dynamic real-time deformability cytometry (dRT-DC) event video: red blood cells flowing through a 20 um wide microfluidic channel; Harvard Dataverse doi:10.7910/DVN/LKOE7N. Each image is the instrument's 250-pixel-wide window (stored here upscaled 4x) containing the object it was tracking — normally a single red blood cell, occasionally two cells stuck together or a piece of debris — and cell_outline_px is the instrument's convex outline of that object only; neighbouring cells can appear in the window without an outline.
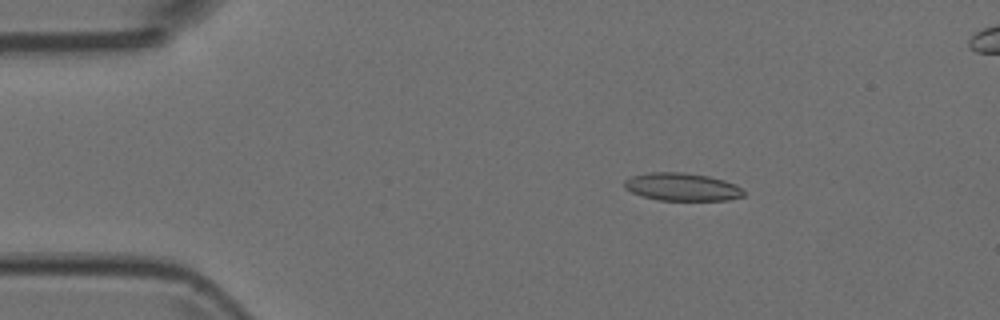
{"species": "Egyptian fruit bat (a non-hibernating species)", "species_latin": "Rousettus aegyptiacus", "temperature_condition": "room temperature", "stored_images_in_passage": 4, "camera_frame_rate_fps": 3000, "um_per_image_px": 0.085, "animal": {"sex": "female"}, "frame": {"image": 1, "passage_image": 1, "time_ms": 0.0, "image_size_px": [1000, 320], "cell_outline_px": [[744, 196], [728, 200], [660, 200], [644, 196], [632, 192], [624, 188], [624, 180], [632, 176], [648, 172], [684, 172], [708, 176], [724, 180], [736, 184], [744, 192]], "centroid_in_image_um": [57.97, 15.88], "position_along_channel_um": 27.0, "area_um2": 19.31}}